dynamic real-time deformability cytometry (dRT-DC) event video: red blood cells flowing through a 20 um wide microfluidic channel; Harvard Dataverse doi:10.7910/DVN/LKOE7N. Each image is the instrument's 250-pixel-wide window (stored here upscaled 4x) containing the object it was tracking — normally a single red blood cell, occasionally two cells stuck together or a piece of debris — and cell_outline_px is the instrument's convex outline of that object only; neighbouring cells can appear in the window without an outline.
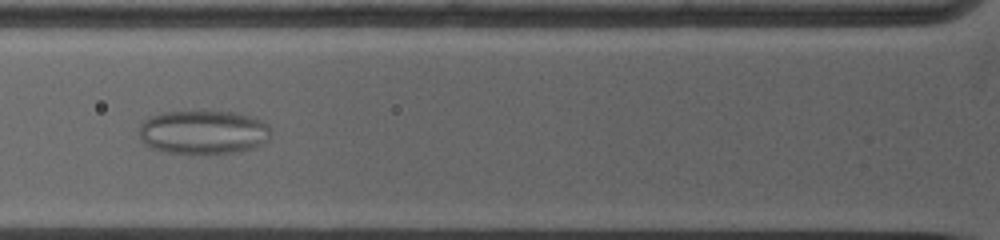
{"species": "common noctule bat (a hibernating species)", "species_latin": "Nyctalus noctula", "temperature_condition": "warm", "stored_images_in_passage": 5, "camera_frame_rate_fps": 5000, "um_per_image_px": 0.085, "animal": {"sex": "female", "body_mass_g": 19.0, "forearm_length_mm": 53.3}, "frame": {"image": 1, "passage_image": 2, "time_ms": 1.2, "image_size_px": [1000, 240], "cell_outline_px": [[268, 128], [260, 144], [256, 148], [236, 152], [212, 156], [192, 156], [164, 152], [152, 148], [144, 144], [140, 136], [140, 128], [148, 120], [156, 116], [172, 112], [232, 112], [268, 124]], "centroid_in_image_um": [17.23, 11.32], "position_along_channel_um": 108.6, "area_um2": 33.23}}